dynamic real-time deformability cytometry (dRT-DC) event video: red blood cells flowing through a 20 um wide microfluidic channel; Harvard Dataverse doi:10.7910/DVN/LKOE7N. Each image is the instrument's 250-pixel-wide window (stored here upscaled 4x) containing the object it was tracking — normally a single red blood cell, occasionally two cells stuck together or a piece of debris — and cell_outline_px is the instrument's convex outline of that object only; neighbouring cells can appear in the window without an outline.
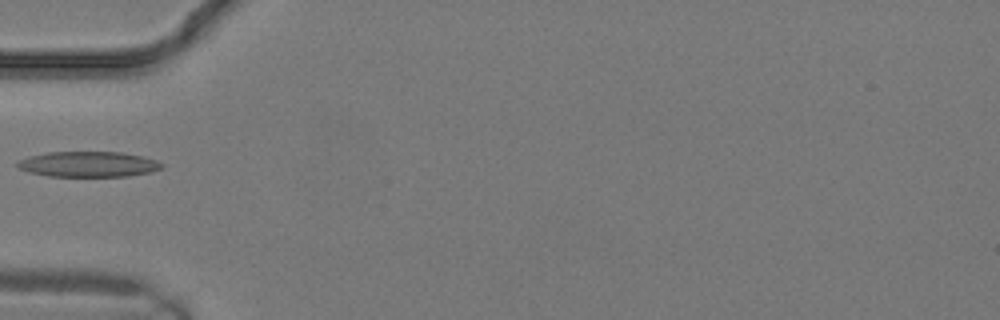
{"species": "common noctule bat (a hibernating species)", "species_latin": "Nyctalus noctula", "temperature_condition": "warm", "stored_images_in_passage": 8, "camera_frame_rate_fps": 3000, "um_per_image_px": 0.085, "animal": {"sex": "male", "body_mass_g": 19.2, "forearm_length_mm": 51.8}, "frame": {"image": 1, "passage_image": 1, "time_ms": 0.0, "image_size_px": [1000, 320], "cell_outline_px": [[164, 164], [160, 168], [152, 172], [128, 176], [48, 176], [28, 172], [20, 168], [16, 164], [20, 160], [28, 156], [48, 152], [120, 152], [140, 156], [156, 160]], "centroid_in_image_um": [7.5, 13.96], "position_along_channel_um": 77.5, "area_um2": 21.27}}
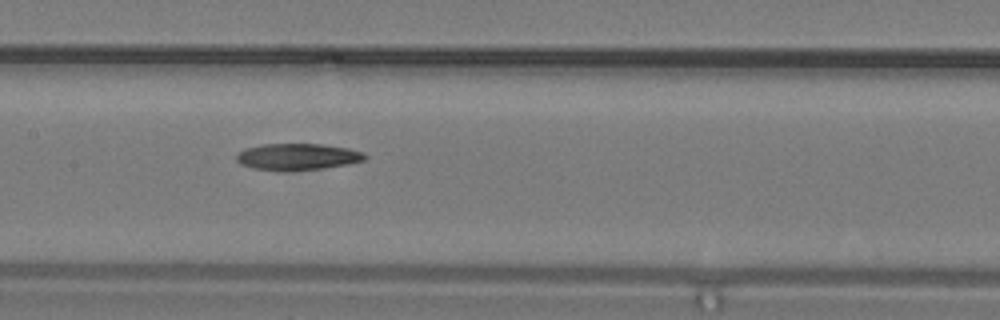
{"frame": {"image": 2, "passage_image": 5, "time_ms": 1.333, "image_size_px": [1000, 320], "cell_outline_px": [[368, 156], [364, 160], [348, 164], [320, 168], [284, 172], [252, 168], [240, 164], [236, 160], [236, 156], [244, 148], [264, 144], [324, 144], [348, 148], [364, 152]], "centroid_in_image_um": [25.28, 13.33], "position_along_channel_um": 182.1, "area_um2": 20.06}}
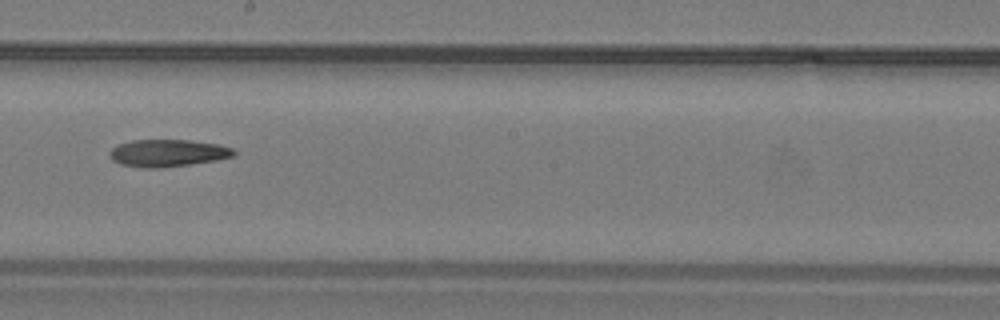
{"frame": {"image": 3, "passage_image": 7, "time_ms": 2.0, "image_size_px": [1000, 320], "cell_outline_px": [[236, 152], [232, 156], [216, 160], [160, 168], [144, 168], [120, 164], [112, 160], [108, 152], [112, 148], [120, 144], [132, 140], [188, 140], [216, 144], [232, 148]], "centroid_in_image_um": [14.21, 13.01], "position_along_channel_um": 234.0, "area_um2": 19.48}}